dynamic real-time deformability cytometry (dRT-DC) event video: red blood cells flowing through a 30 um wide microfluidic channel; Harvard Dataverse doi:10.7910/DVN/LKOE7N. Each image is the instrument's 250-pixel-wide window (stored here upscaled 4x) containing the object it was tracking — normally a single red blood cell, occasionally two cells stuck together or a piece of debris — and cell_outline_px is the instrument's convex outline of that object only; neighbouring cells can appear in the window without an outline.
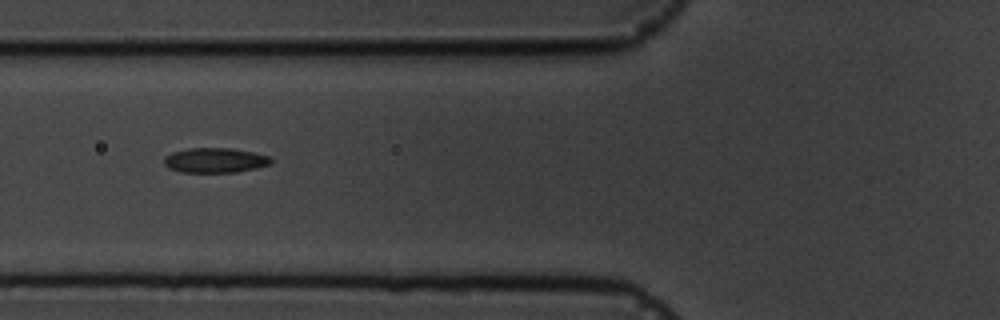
{"species": "common noctule bat (a hibernating species)", "species_latin": "Nyctalus noctula", "temperature_condition": "cold", "stored_images_in_passage": 9, "camera_frame_rate_fps": 3000, "um_per_image_px": 0.085, "animal": {"sex": "male", "body_mass_g": 19.5, "forearm_length_mm": 54.6}, "frame": {"image": 1, "passage_image": 6, "time_ms": 6.667, "image_size_px": [1000, 320], "cell_outline_px": [[272, 164], [256, 168], [236, 172], [180, 172], [168, 168], [164, 164], [164, 156], [172, 152], [192, 148], [232, 148], [252, 152], [268, 156], [272, 160]], "centroid_in_image_um": [18.26, 13.63], "position_along_channel_um": 107.5, "area_um2": 15.49}}
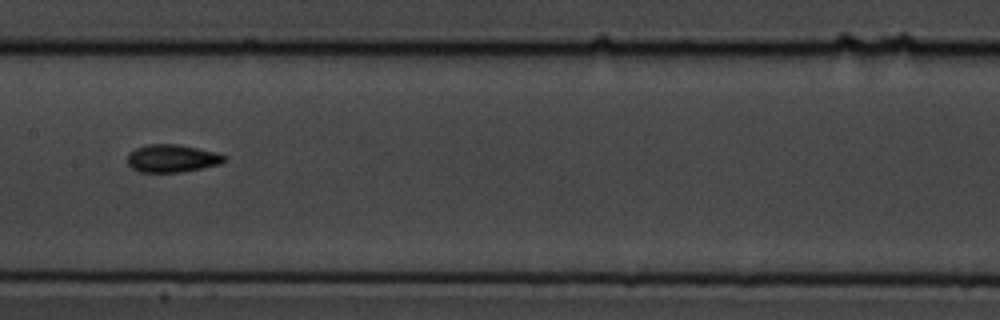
{"frame": {"image": 2, "passage_image": 8, "time_ms": 9.0, "image_size_px": [1000, 320], "cell_outline_px": [[224, 160], [220, 164], [184, 172], [140, 172], [132, 168], [128, 164], [128, 152], [136, 148], [148, 144], [176, 144], [216, 152], [224, 156]], "centroid_in_image_um": [14.59, 13.47], "position_along_channel_um": 192.8, "area_um2": 15.55}}
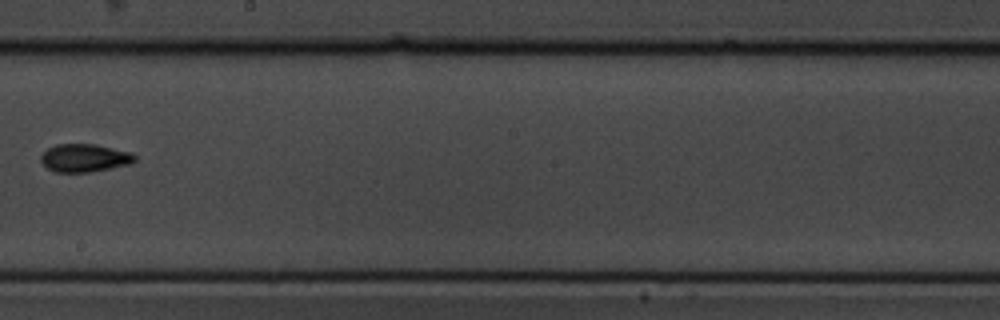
{"frame": {"image": 3, "passage_image": 9, "time_ms": 10.333, "image_size_px": [1000, 320], "cell_outline_px": [[136, 160], [132, 164], [88, 172], [56, 172], [48, 168], [40, 160], [40, 156], [48, 148], [56, 144], [92, 144], [132, 152], [136, 156]], "centroid_in_image_um": [7.2, 13.42], "position_along_channel_um": 241.0, "area_um2": 15.26}}